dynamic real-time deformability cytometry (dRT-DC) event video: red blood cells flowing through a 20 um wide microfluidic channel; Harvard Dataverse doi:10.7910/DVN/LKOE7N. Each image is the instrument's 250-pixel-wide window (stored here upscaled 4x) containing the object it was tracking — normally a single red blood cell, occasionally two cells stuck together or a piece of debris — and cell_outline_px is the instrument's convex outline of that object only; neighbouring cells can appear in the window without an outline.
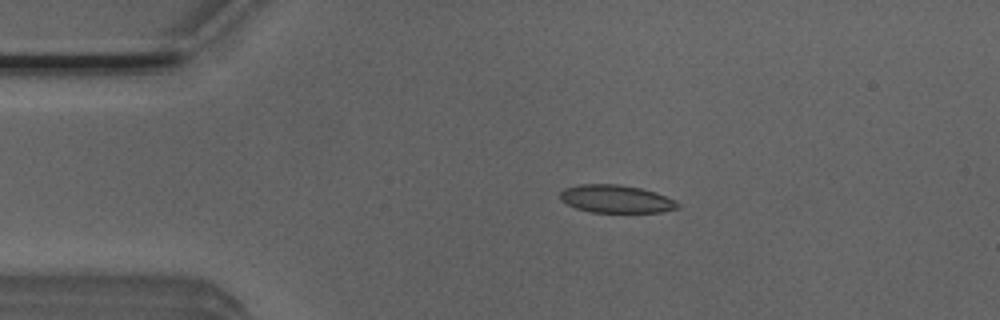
{"species": "Egyptian fruit bat (a non-hibernating species)", "species_latin": "Rousettus aegyptiacus", "temperature_condition": "room temperature", "stored_images_in_passage": 3, "camera_frame_rate_fps": 3000, "um_per_image_px": 0.085, "animal": {"sex": "male"}, "frame": {"image": 1, "passage_image": 2, "time_ms": 0.333, "image_size_px": [1000, 320], "cell_outline_px": [[680, 208], [660, 212], [592, 212], [576, 208], [560, 200], [560, 192], [564, 188], [580, 184], [616, 184], [640, 188], [656, 192], [676, 200], [680, 204]], "centroid_in_image_um": [52.38, 16.91], "position_along_channel_um": 32.6, "area_um2": 19.13}}